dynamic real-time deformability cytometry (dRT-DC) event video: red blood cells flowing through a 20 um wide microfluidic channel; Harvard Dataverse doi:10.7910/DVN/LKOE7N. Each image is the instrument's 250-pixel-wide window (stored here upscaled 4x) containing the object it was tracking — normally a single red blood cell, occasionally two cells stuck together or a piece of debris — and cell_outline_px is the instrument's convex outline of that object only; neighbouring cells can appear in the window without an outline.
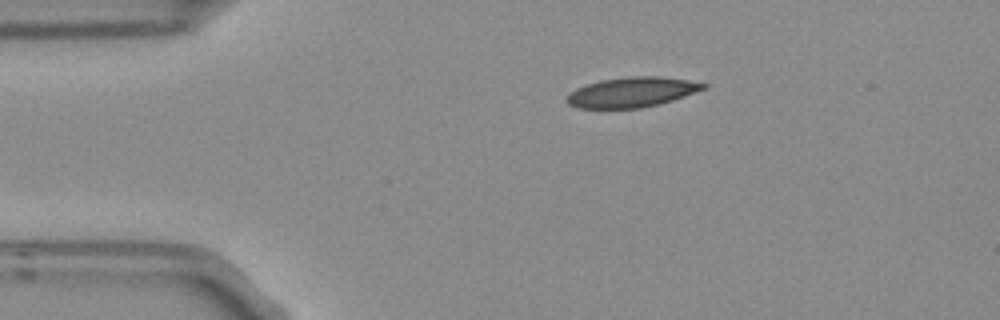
{"species": "Egyptian fruit bat (a non-hibernating species)", "species_latin": "Rousettus aegyptiacus", "temperature_condition": "room temperature", "stored_images_in_passage": 7, "camera_frame_rate_fps": 3000, "um_per_image_px": 0.085, "frame": {"image": 1, "passage_image": 1, "time_ms": 0.0, "image_size_px": [1000, 320], "cell_outline_px": [[708, 88], [660, 104], [640, 108], [576, 108], [568, 104], [564, 100], [576, 88], [600, 80], [628, 76], [660, 76], [688, 80], [708, 84]], "centroid_in_image_um": [53.72, 7.83], "position_along_channel_um": 31.3, "area_um2": 23.93}}
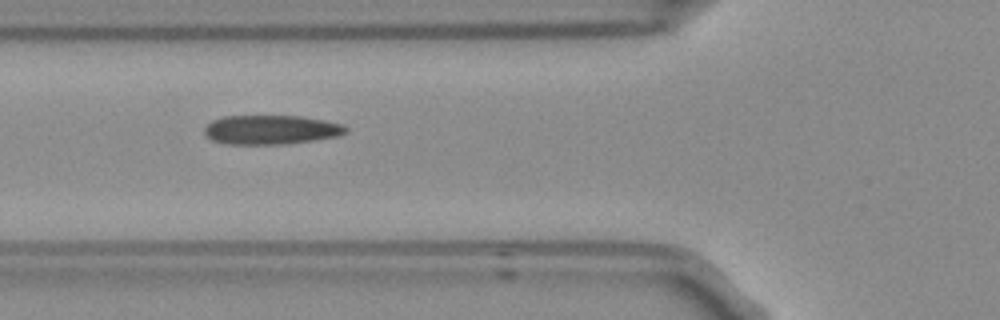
{"frame": {"image": 2, "passage_image": 3, "time_ms": 0.667, "image_size_px": [1000, 320], "cell_outline_px": [[348, 132], [340, 136], [288, 144], [224, 144], [212, 140], [204, 132], [204, 128], [212, 120], [224, 116], [300, 116], [324, 120], [344, 124], [348, 128]], "centroid_in_image_um": [23.07, 11.03], "position_along_channel_um": 102.7, "area_um2": 24.28}}
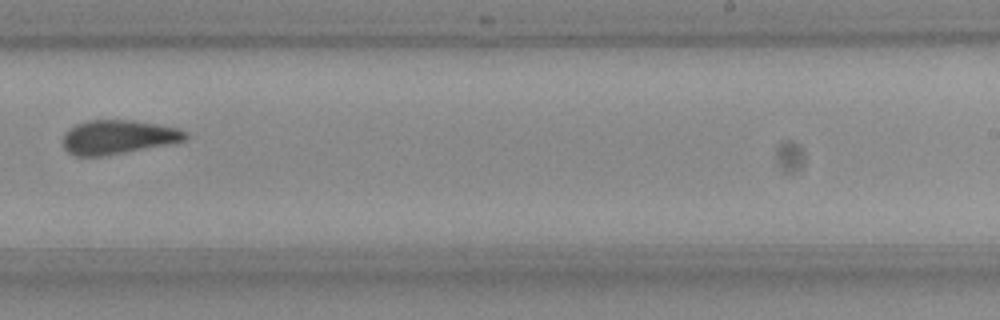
{"frame": {"image": 3, "passage_image": 7, "time_ms": 2.0, "image_size_px": [1000, 320], "cell_outline_px": [[188, 136], [184, 140], [172, 144], [104, 156], [72, 156], [64, 148], [64, 132], [68, 128], [76, 124], [88, 120], [132, 120], [180, 128], [188, 132]], "centroid_in_image_um": [10.05, 11.65], "position_along_channel_um": 279.0, "area_um2": 24.57}}